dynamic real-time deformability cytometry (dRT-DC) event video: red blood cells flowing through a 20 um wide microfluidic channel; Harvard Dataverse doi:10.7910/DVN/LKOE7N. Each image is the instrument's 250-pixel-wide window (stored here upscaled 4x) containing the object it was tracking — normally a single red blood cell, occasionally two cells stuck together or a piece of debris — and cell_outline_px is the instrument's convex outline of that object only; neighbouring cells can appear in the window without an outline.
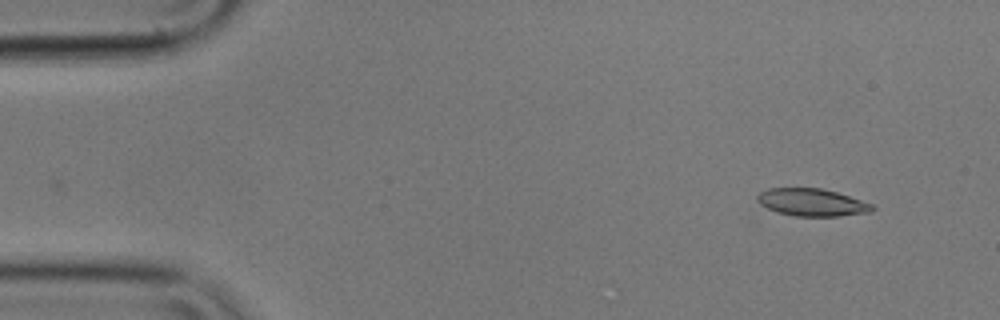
{"species": "common noctule bat (a hibernating species)", "species_latin": "Nyctalus noctula", "temperature_condition": "cold", "stored_images_in_passage": 5, "camera_frame_rate_fps": 3000, "um_per_image_px": 0.085, "animal": {"sex": "male", "body_mass_g": 17.9}, "frame": {"image": 1, "passage_image": 2, "time_ms": 0.333, "image_size_px": [1000, 320], "cell_outline_px": [[876, 208], [872, 212], [840, 216], [796, 216], [776, 212], [760, 204], [756, 200], [756, 196], [760, 192], [768, 188], [820, 188], [836, 192], [872, 204]], "centroid_in_image_um": [69.0, 17.2], "position_along_channel_um": 16.0, "area_um2": 18.38}}
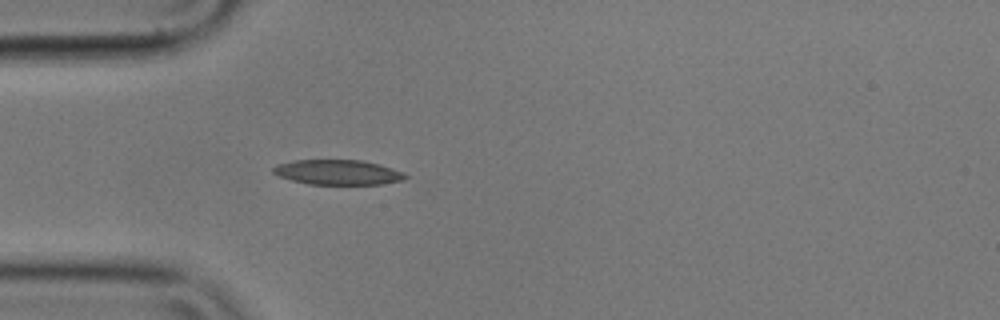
{"frame": {"image": 2, "passage_image": 5, "time_ms": 1.333, "image_size_px": [1000, 320], "cell_outline_px": [[408, 176], [404, 180], [384, 184], [308, 184], [292, 180], [280, 176], [272, 172], [272, 168], [276, 164], [292, 160], [364, 160], [380, 164], [392, 168]], "centroid_in_image_um": [28.7, 14.63], "position_along_channel_um": 56.3, "area_um2": 19.25}}